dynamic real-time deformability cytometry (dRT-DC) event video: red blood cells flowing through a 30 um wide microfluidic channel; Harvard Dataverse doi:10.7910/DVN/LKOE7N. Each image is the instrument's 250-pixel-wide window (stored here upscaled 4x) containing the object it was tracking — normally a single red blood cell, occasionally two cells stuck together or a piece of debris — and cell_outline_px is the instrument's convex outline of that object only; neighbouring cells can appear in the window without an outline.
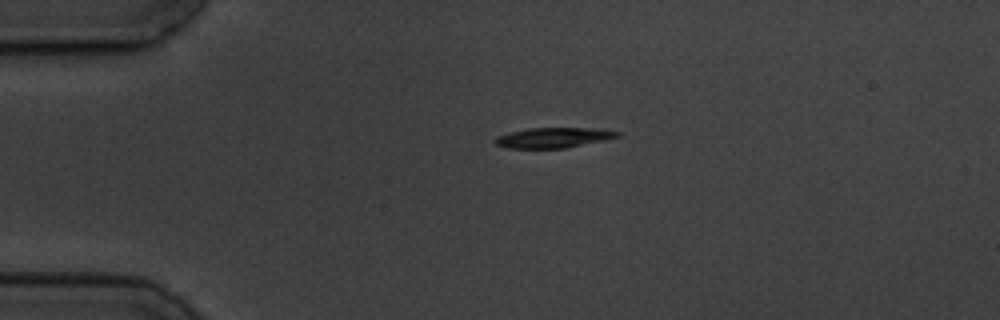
{"species": "common noctule bat (a hibernating species)", "species_latin": "Nyctalus noctula", "temperature_condition": "cold", "stored_images_in_passage": 4, "camera_frame_rate_fps": 3000, "um_per_image_px": 0.085, "animal": {"sex": "male", "body_mass_g": 19.5, "forearm_length_mm": 54.6}, "frame": {"image": 1, "passage_image": 1, "time_ms": 0.0, "image_size_px": [1000, 320], "cell_outline_px": [[620, 136], [604, 140], [564, 148], [508, 148], [496, 144], [496, 136], [508, 132], [528, 128], [600, 128], [620, 132]], "centroid_in_image_um": [47.05, 11.69], "position_along_channel_um": 38.0, "area_um2": 14.33}}
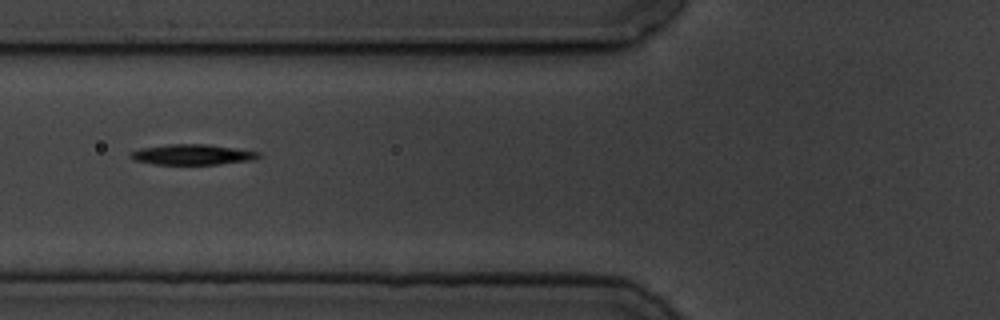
{"frame": {"image": 2, "passage_image": 3, "time_ms": 3.0, "image_size_px": [1000, 320], "cell_outline_px": [[260, 156], [256, 160], [220, 164], [152, 164], [132, 160], [128, 156], [128, 152], [140, 148], [168, 144], [208, 144], [236, 148], [260, 152]], "centroid_in_image_um": [16.32, 13.14], "position_along_channel_um": 109.5, "area_um2": 15.55}}
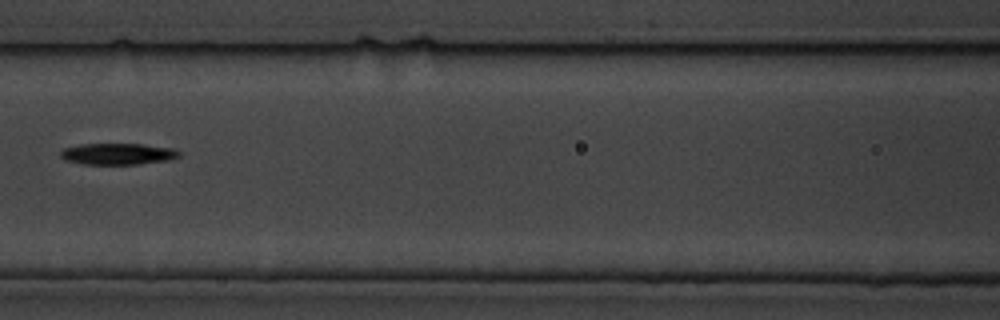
{"frame": {"image": 3, "passage_image": 4, "time_ms": 4.333, "image_size_px": [1000, 320], "cell_outline_px": [[180, 156], [168, 160], [140, 164], [84, 164], [64, 160], [60, 156], [60, 152], [64, 148], [80, 144], [140, 144], [176, 148], [180, 152]], "centroid_in_image_um": [10.02, 13.08], "position_along_channel_um": 156.6, "area_um2": 14.85}}